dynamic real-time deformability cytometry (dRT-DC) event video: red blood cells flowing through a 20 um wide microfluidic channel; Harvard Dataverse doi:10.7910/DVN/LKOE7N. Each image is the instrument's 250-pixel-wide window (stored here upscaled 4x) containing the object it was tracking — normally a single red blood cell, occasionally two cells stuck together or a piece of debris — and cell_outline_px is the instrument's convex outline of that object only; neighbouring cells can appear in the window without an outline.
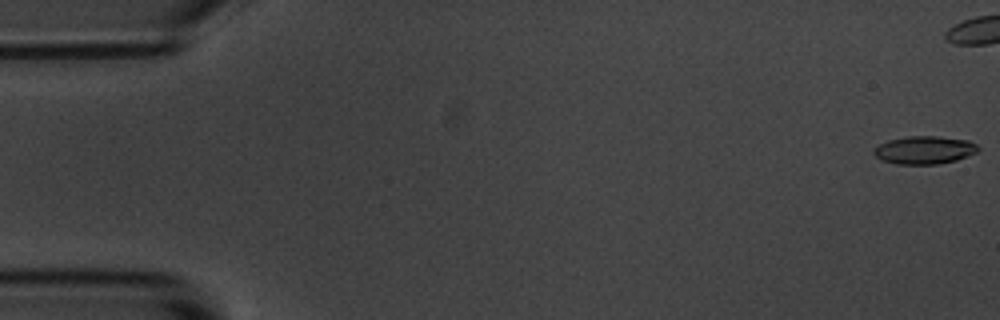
{"species": "common noctule bat (a hibernating species)", "species_latin": "Nyctalus noctula", "temperature_condition": "room temperature", "stored_images_in_passage": 7, "camera_frame_rate_fps": 3000, "um_per_image_px": 0.085, "animal": {"sex": "male", "body_mass_g": 20.1, "forearm_length_mm": 53.5}, "frame": {"image": 1, "passage_image": 1, "time_ms": 0.0, "image_size_px": [1000, 320], "cell_outline_px": [[980, 148], [976, 152], [968, 156], [956, 160], [936, 164], [896, 164], [880, 160], [872, 152], [880, 144], [888, 140], [908, 136], [936, 136], [968, 140], [976, 144]], "centroid_in_image_um": [78.57, 12.75], "position_along_channel_um": 6.4, "area_um2": 16.94}}